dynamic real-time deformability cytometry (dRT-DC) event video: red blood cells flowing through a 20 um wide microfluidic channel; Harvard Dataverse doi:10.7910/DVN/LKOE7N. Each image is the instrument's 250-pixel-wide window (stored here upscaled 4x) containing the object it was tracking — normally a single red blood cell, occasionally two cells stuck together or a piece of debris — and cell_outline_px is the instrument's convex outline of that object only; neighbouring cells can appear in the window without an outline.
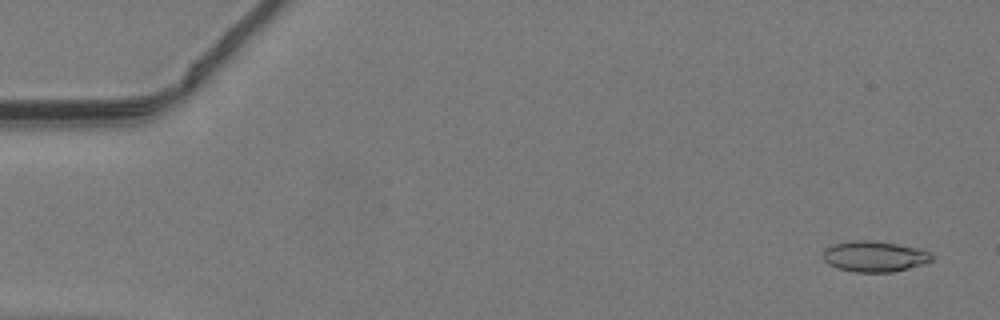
{"species": "common noctule bat (a hibernating species)", "species_latin": "Nyctalus noctula", "temperature_condition": "warm", "stored_images_in_passage": 48, "camera_frame_rate_fps": 3000, "um_per_image_px": 0.085, "animal": {"sex": "male", "body_mass_g": 19.2, "forearm_length_mm": 51.8}, "frame": {"image": 1, "passage_image": 2, "time_ms": 0.333, "image_size_px": [1000, 320], "cell_outline_px": [[936, 260], [908, 268], [892, 272], [852, 272], [828, 264], [824, 260], [824, 248], [832, 244], [848, 240], [872, 240], [920, 248], [932, 252], [936, 256]], "centroid_in_image_um": [74.38, 21.78], "position_along_channel_um": 10.6, "area_um2": 19.83}}
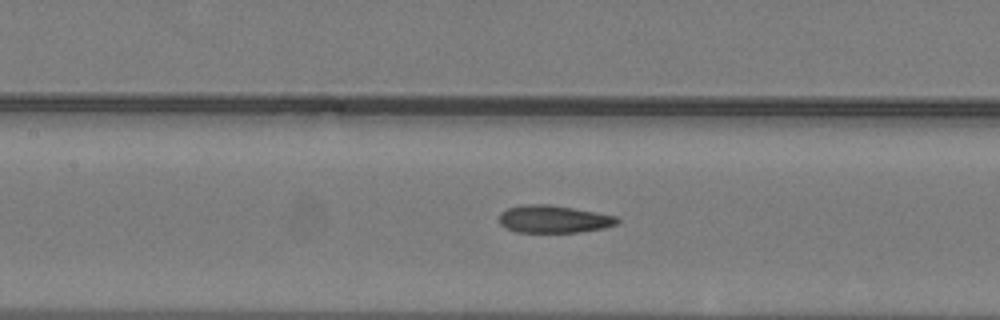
{"frame": {"image": 2, "passage_image": 22, "time_ms": 7.0, "image_size_px": [1000, 320], "cell_outline_px": [[620, 220], [616, 224], [604, 228], [580, 232], [516, 232], [500, 224], [500, 212], [508, 208], [524, 204], [548, 204], [596, 212], [616, 216]], "centroid_in_image_um": [47.06, 18.62], "position_along_channel_um": 160.3, "area_um2": 18.84}}
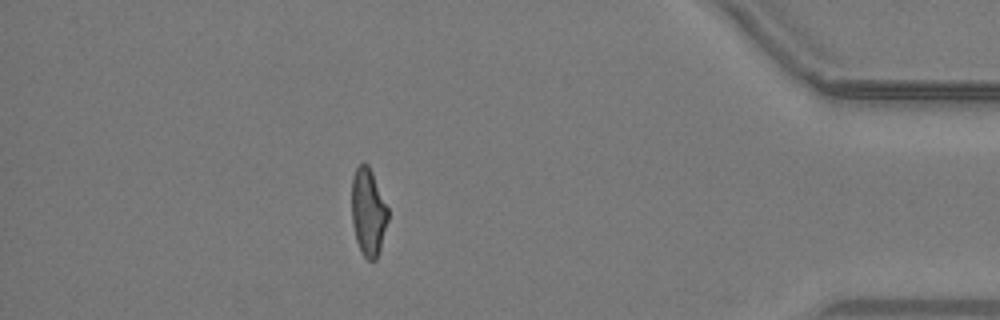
{"frame": {"image": 3, "passage_image": 42, "time_ms": 13.667, "image_size_px": [1000, 320], "cell_outline_px": [[388, 220], [380, 252], [376, 260], [368, 260], [364, 256], [356, 240], [352, 224], [352, 176], [356, 168], [360, 164], [368, 164], [372, 172], [388, 208]], "centroid_in_image_um": [31.3, 18.05], "position_along_channel_um": 403.9, "area_um2": 18.5}}